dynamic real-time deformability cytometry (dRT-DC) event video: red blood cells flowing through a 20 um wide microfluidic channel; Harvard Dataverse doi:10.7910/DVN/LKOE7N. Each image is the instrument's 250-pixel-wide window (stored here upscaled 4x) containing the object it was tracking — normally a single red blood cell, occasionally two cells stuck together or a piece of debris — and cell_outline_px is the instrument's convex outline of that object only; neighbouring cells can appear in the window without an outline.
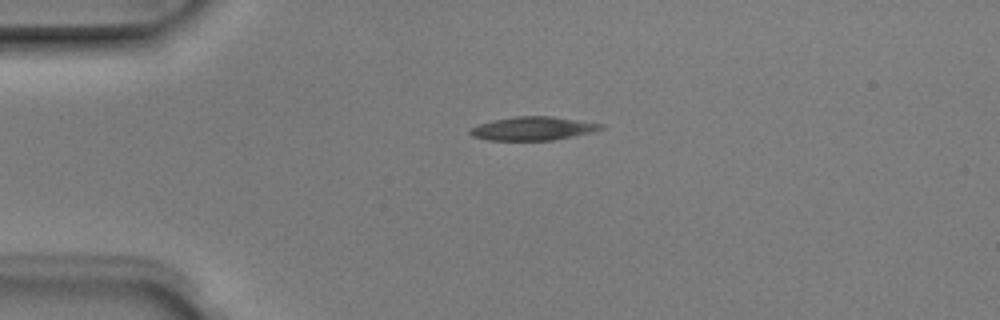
{"species": "Egyptian fruit bat (a non-hibernating species)", "species_latin": "Rousettus aegyptiacus", "temperature_condition": "room temperature", "stored_images_in_passage": 6, "camera_frame_rate_fps": 3000, "um_per_image_px": 0.085, "animal": {"sex": "male"}, "frame": {"image": 1, "passage_image": 1, "time_ms": 0.0, "image_size_px": [1000, 320], "cell_outline_px": [[604, 128], [592, 132], [552, 140], [488, 140], [472, 136], [468, 132], [472, 128], [480, 124], [492, 120], [516, 116], [552, 116], [604, 124]], "centroid_in_image_um": [45.3, 10.92], "position_along_channel_um": 39.7, "area_um2": 17.8}}
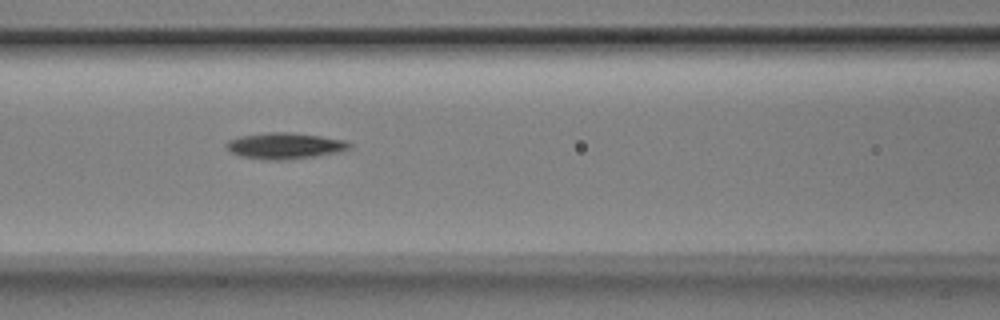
{"frame": {"image": 2, "passage_image": 4, "time_ms": 1.0, "image_size_px": [1000, 320], "cell_outline_px": [[352, 148], [320, 156], [288, 160], [264, 160], [240, 156], [232, 152], [224, 144], [228, 140], [240, 136], [268, 132], [284, 132], [320, 136], [344, 140], [352, 144]], "centroid_in_image_um": [24.21, 12.41], "position_along_channel_um": 142.4, "area_um2": 18.84}}
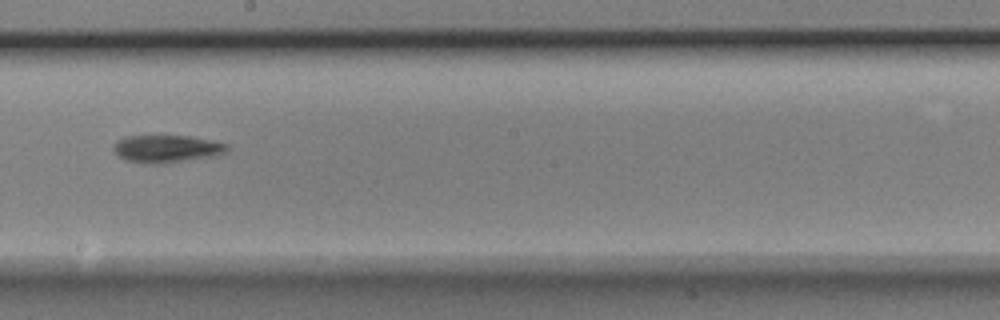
{"frame": {"image": 3, "passage_image": 6, "time_ms": 1.667, "image_size_px": [1000, 320], "cell_outline_px": [[228, 148], [224, 152], [216, 156], [160, 164], [144, 164], [124, 160], [112, 148], [112, 144], [116, 140], [124, 136], [192, 136], [228, 144]], "centroid_in_image_um": [14.12, 12.65], "position_along_channel_um": 234.1, "area_um2": 18.38}}